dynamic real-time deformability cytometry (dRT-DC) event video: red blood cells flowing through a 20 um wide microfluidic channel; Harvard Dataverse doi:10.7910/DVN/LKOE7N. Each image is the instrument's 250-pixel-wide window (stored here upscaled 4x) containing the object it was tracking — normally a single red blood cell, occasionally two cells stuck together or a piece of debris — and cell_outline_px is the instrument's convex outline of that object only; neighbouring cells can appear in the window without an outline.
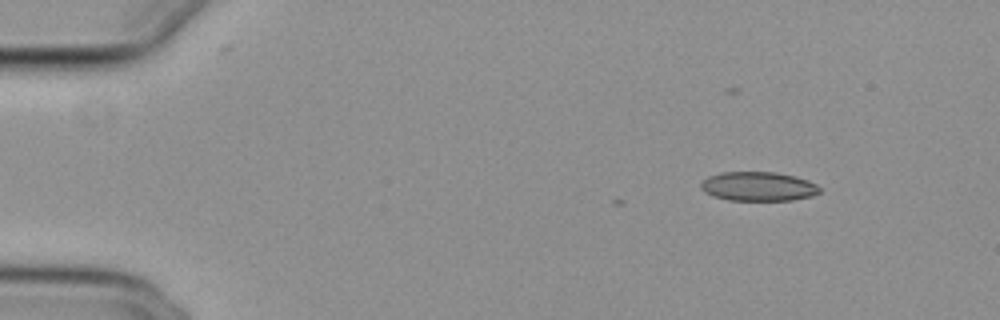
{"species": "common noctule bat (a hibernating species)", "species_latin": "Nyctalus noctula", "temperature_condition": "cold", "stored_images_in_passage": 2, "camera_frame_rate_fps": 3000, "um_per_image_px": 0.085, "animal": {"sex": "female", "body_mass_g": 29.2, "forearm_length_mm": 56.3}, "frame": {"image": 1, "passage_image": 2, "time_ms": 0.333, "image_size_px": [1000, 320], "cell_outline_px": [[820, 192], [812, 196], [792, 200], [728, 200], [704, 192], [700, 188], [700, 184], [708, 176], [720, 172], [776, 172], [796, 176], [808, 180], [816, 184], [820, 188]], "centroid_in_image_um": [64.46, 15.84], "position_along_channel_um": 20.5, "area_um2": 20.23}}